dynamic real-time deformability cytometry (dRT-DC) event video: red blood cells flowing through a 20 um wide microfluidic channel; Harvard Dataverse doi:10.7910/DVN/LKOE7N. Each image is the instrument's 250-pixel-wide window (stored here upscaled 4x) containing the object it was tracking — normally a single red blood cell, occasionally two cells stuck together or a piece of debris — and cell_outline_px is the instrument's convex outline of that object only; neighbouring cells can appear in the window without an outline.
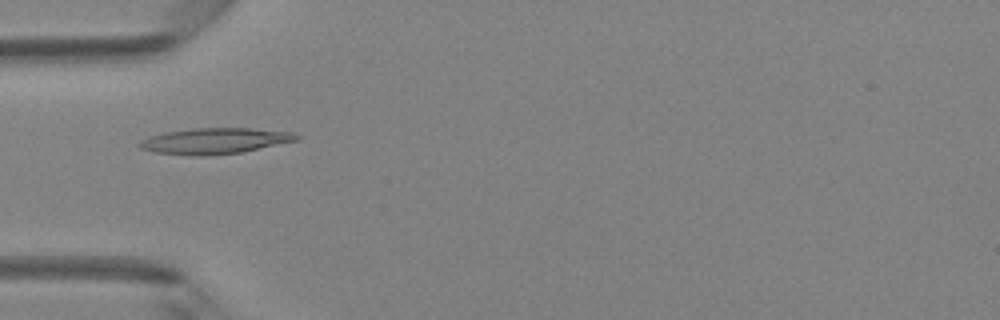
{"species": "Egyptian fruit bat (a non-hibernating species)", "species_latin": "Rousettus aegyptiacus", "temperature_condition": "room temperature", "stored_images_in_passage": 49, "camera_frame_rate_fps": 3000, "um_per_image_px": 0.085, "animal": {"sex": "female"}, "frame": {"image": 1, "passage_image": 16, "time_ms": 5.0, "image_size_px": [1000, 320], "cell_outline_px": [[300, 140], [240, 152], [208, 156], [192, 156], [152, 152], [140, 148], [136, 144], [140, 140], [148, 136], [164, 132], [192, 128], [248, 128], [292, 132], [300, 136]], "centroid_in_image_um": [18.2, 11.98], "position_along_channel_um": 66.8, "area_um2": 23.93}}
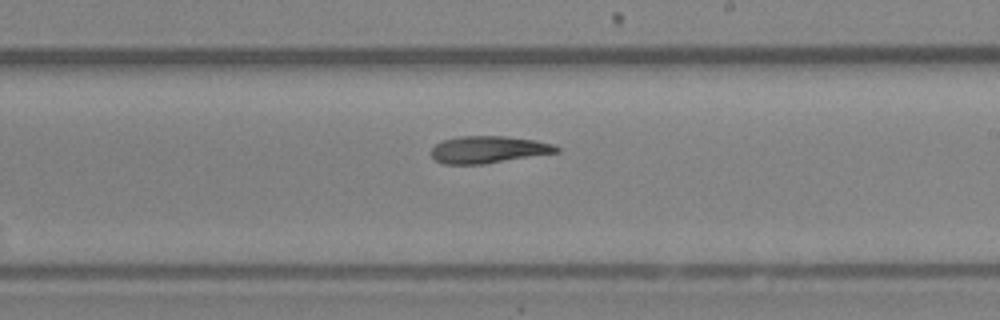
{"frame": {"image": 2, "passage_image": 29, "time_ms": 9.333, "image_size_px": [1000, 320], "cell_outline_px": [[560, 152], [484, 164], [444, 164], [436, 160], [432, 156], [432, 148], [436, 144], [444, 140], [460, 136], [504, 136], [536, 140], [556, 144], [560, 148]], "centroid_in_image_um": [41.57, 12.71], "position_along_channel_um": 247.4, "area_um2": 19.83}}
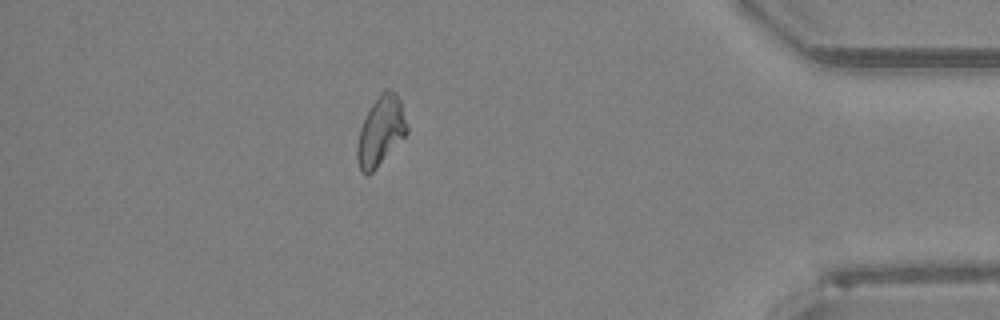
{"frame": {"image": 3, "passage_image": 43, "time_ms": 14.0, "image_size_px": [1000, 320], "cell_outline_px": [[408, 132], [376, 168], [368, 176], [364, 176], [360, 172], [356, 160], [356, 144], [360, 128], [372, 104], [380, 92], [384, 88], [388, 88], [396, 92], [400, 100], [408, 124]], "centroid_in_image_um": [32.34, 11.15], "position_along_channel_um": 402.9, "area_um2": 20.29}}